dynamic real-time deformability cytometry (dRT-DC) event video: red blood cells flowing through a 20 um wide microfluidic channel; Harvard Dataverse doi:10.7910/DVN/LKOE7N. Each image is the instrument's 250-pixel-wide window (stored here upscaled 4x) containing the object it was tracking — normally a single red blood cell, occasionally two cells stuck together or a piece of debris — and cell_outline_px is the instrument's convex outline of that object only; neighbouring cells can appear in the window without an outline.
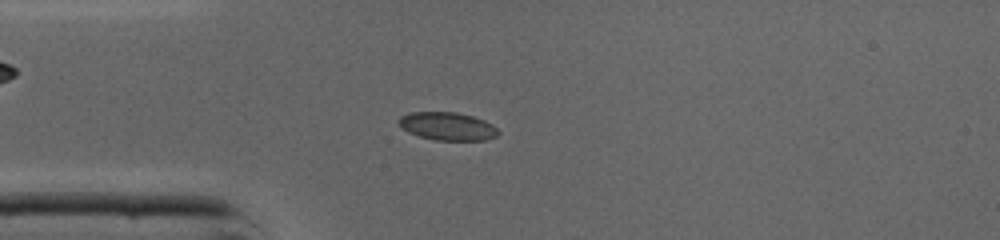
{"species": "common noctule bat (a hibernating species)", "species_latin": "Nyctalus noctula", "temperature_condition": "cold", "stored_images_in_passage": 45, "camera_frame_rate_fps": 3000, "um_per_image_px": 0.085, "animal": {"sex": "male", "body_mass_g": 19.0, "forearm_length_mm": 50.8}, "frame": {"image": 1, "passage_image": 11, "time_ms": 3.333, "image_size_px": [1000, 240], "cell_outline_px": [[500, 132], [496, 136], [484, 140], [436, 140], [420, 136], [408, 132], [396, 120], [400, 116], [408, 112], [456, 112], [472, 116], [484, 120], [492, 124]], "centroid_in_image_um": [38.02, 10.72], "position_along_channel_um": 47.0, "area_um2": 16.18}}
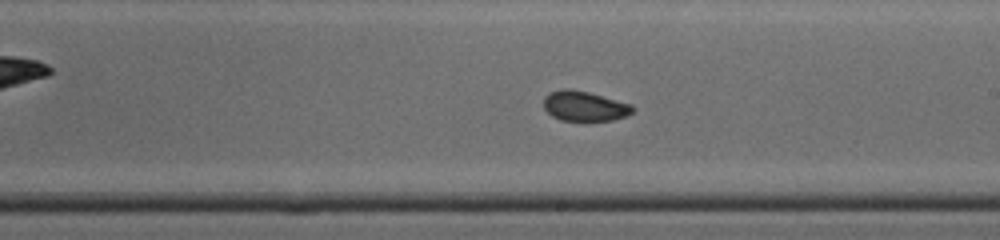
{"frame": {"image": 2, "passage_image": 25, "time_ms": 8.0, "image_size_px": [1000, 240], "cell_outline_px": [[636, 108], [632, 112], [624, 116], [612, 120], [560, 120], [552, 116], [544, 108], [544, 96], [548, 92], [564, 88], [568, 88], [588, 92], [632, 104]], "centroid_in_image_um": [49.66, 9.0], "position_along_channel_um": 239.3, "area_um2": 15.49}}
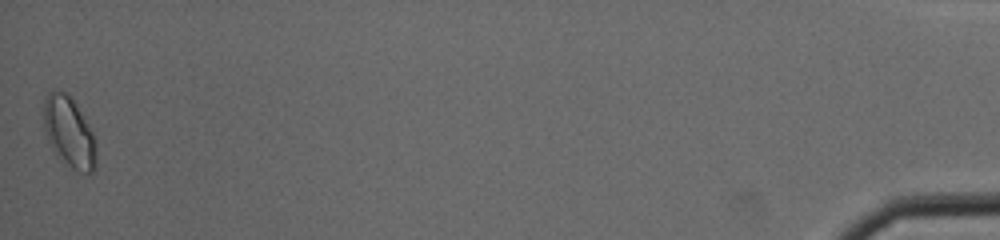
{"frame": {"image": 3, "passage_image": 45, "time_ms": 14.667, "image_size_px": [1000, 240], "cell_outline_px": [[96, 168], [88, 176], [72, 168], [60, 160], [52, 148], [48, 140], [44, 128], [44, 100], [48, 92], [52, 88], [68, 92], [96, 136]], "centroid_in_image_um": [5.9, 11.24], "position_along_channel_um": 429.3, "area_um2": 22.14}, "authors_computed_cell_mechanics": {"area_um2": 16.184, "velocity_mm_per_s": 4.3433, "shape_relaxation_time_tau1_ms": null, "shape_relaxation_time_tau2_ms": 1.4592, "deformation_change_tau1": null, "deformation_change_tau2": 0.0463}}